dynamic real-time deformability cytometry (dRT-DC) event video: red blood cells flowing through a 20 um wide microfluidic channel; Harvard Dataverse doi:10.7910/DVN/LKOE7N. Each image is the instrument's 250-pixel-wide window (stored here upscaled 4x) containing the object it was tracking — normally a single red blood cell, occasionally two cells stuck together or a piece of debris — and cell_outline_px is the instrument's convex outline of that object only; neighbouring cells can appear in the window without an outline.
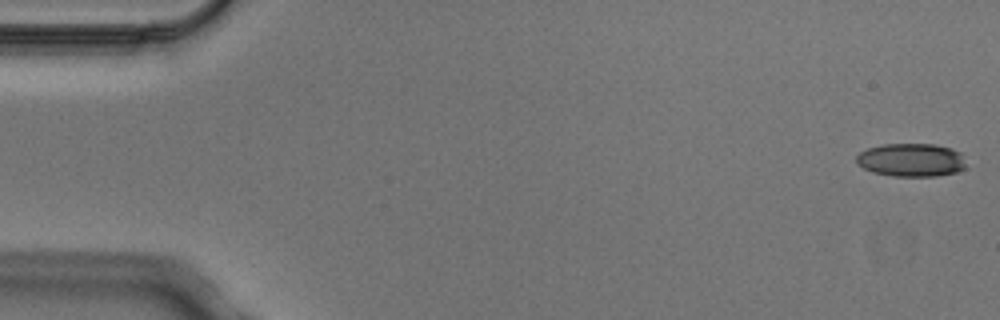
{"species": "Egyptian fruit bat (a non-hibernating species)", "species_latin": "Rousettus aegyptiacus", "temperature_condition": "cold", "stored_images_in_passage": 5, "camera_frame_rate_fps": 3000, "um_per_image_px": 0.085, "animal": {"sex": "male"}, "frame": {"image": 1, "passage_image": 1, "time_ms": 0.0, "image_size_px": [1000, 320], "cell_outline_px": [[964, 168], [956, 172], [936, 176], [892, 176], [872, 172], [856, 164], [856, 156], [860, 152], [868, 148], [884, 144], [936, 144], [952, 148], [960, 152], [964, 164]], "centroid_in_image_um": [77.42, 13.59], "position_along_channel_um": 7.6, "area_um2": 21.27}}
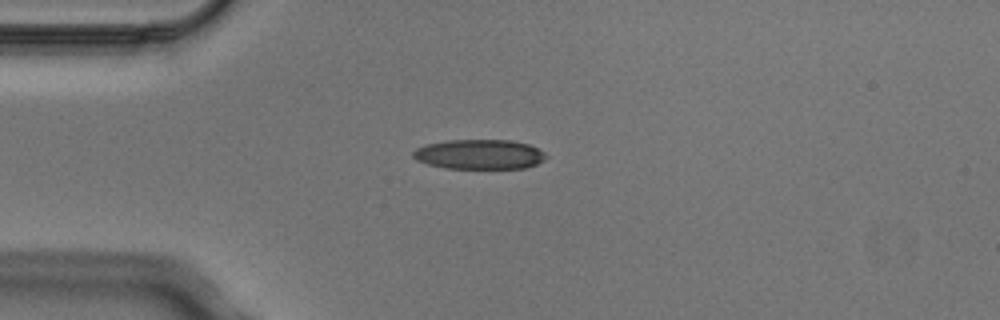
{"frame": {"image": 2, "passage_image": 4, "time_ms": 1.0, "image_size_px": [1000, 320], "cell_outline_px": [[548, 156], [544, 160], [536, 164], [524, 168], [444, 168], [428, 164], [416, 160], [412, 156], [412, 152], [416, 148], [428, 144], [448, 140], [508, 140], [528, 144], [544, 152]], "centroid_in_image_um": [40.73, 13.12], "position_along_channel_um": 44.3, "area_um2": 22.95}}